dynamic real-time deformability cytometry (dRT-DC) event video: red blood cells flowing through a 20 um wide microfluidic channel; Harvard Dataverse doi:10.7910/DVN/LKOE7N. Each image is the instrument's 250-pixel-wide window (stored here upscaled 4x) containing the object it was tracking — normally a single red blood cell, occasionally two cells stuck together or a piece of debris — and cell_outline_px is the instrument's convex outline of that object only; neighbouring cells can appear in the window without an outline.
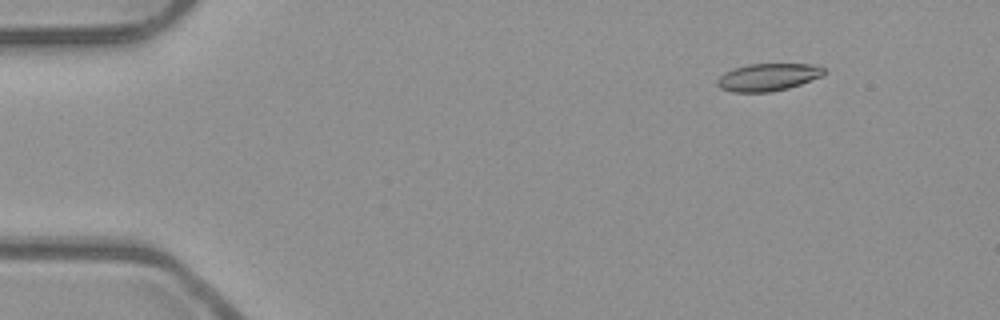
{"species": "common noctule bat (a hibernating species)", "species_latin": "Nyctalus noctula", "temperature_condition": "room temperature", "stored_images_in_passage": 5, "segment_of_instrument_passage": [2, 2], "camera_frame_rate_fps": 3000, "um_per_image_px": 0.085, "animal": {"sex": "male", "body_mass_g": 23.1, "forearm_length_mm": 52.7}, "frame": {"image": 1, "passage_image": 5, "time_ms": 1.333, "image_size_px": [1000, 320], "cell_outline_px": [[828, 72], [820, 76], [800, 84], [788, 88], [772, 92], [732, 92], [720, 88], [716, 84], [716, 80], [724, 72], [748, 64], [812, 64], [824, 68]], "centroid_in_image_um": [65.26, 6.56], "position_along_channel_um": 19.7, "area_um2": 17.05}}